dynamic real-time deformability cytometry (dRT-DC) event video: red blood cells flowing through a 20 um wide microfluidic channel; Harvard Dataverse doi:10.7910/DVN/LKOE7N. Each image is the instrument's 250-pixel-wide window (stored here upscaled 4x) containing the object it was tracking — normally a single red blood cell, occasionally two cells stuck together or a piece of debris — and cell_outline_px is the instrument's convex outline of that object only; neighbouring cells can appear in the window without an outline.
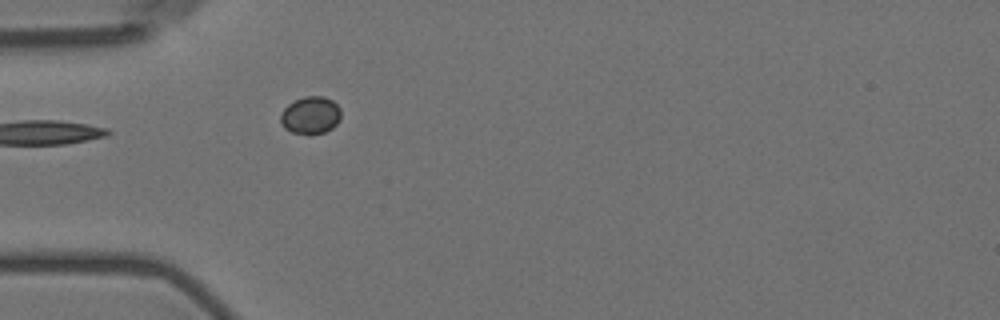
{"species": "Egyptian fruit bat (a non-hibernating species)", "species_latin": "Rousettus aegyptiacus", "temperature_condition": "room temperature", "stored_images_in_passage": 1, "camera_frame_rate_fps": 3000, "um_per_image_px": 0.085, "animal": {"sex": "female"}, "frame": {"image": 1, "passage_image": 1, "time_ms": 0.0, "image_size_px": [1000, 320], "cell_outline_px": [[340, 120], [332, 128], [324, 132], [308, 136], [292, 132], [284, 128], [280, 120], [280, 116], [284, 108], [288, 104], [304, 96], [324, 96], [332, 100], [340, 108]], "centroid_in_image_um": [26.39, 9.81], "position_along_channel_um": 58.6, "area_um2": 13.35}}